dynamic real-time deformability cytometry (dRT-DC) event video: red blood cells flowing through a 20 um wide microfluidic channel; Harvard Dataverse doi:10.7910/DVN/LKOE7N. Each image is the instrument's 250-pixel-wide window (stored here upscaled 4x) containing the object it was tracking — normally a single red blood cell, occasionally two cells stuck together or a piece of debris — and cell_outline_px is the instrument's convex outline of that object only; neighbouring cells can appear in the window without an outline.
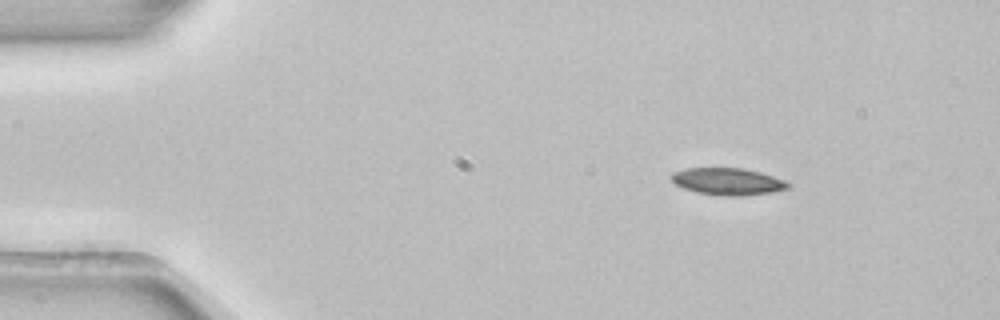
{"species": "common noctule bat (a hibernating species)", "species_latin": "Nyctalus noctula", "temperature_condition": "room temperature", "stored_images_in_passage": 3, "camera_frame_rate_fps": 3000, "um_per_image_px": 0.085, "animal": {"sex": "female", "body_mass_g": 22.7, "forearm_length_mm": 54.2}, "frame": {"image": 1, "passage_image": 1, "time_ms": 0.0, "image_size_px": [1000, 320], "cell_outline_px": [[792, 184], [788, 188], [772, 192], [740, 196], [720, 196], [696, 192], [684, 188], [676, 184], [672, 180], [672, 172], [684, 168], [744, 168], [760, 172], [784, 180]], "centroid_in_image_um": [61.86, 15.42], "position_along_channel_um": 23.1, "area_um2": 18.38}}
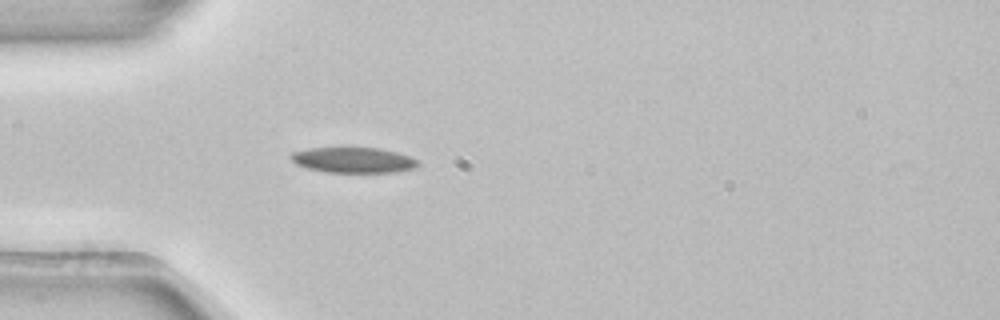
{"frame": {"image": 2, "passage_image": 3, "time_ms": 0.667, "image_size_px": [1000, 320], "cell_outline_px": [[420, 164], [416, 168], [392, 172], [328, 172], [308, 168], [296, 164], [288, 156], [292, 152], [308, 148], [380, 148], [396, 152], [420, 160]], "centroid_in_image_um": [30.05, 13.6], "position_along_channel_um": 55.0, "area_um2": 18.84}}